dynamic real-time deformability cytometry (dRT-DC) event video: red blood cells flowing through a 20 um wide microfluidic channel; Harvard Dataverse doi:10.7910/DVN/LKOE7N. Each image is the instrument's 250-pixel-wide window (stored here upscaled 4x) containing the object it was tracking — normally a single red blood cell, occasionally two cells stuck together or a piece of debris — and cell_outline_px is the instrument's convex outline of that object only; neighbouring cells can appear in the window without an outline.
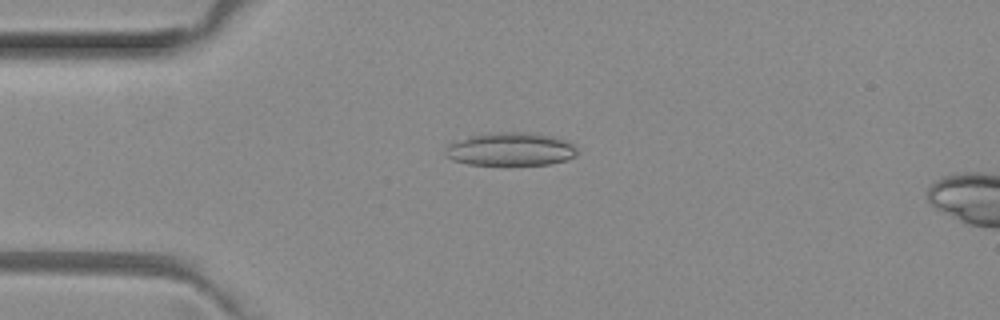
{"species": "common noctule bat (a hibernating species)", "species_latin": "Nyctalus noctula", "temperature_condition": "room temperature", "stored_images_in_passage": 3, "camera_frame_rate_fps": 3000, "um_per_image_px": 0.085, "animal": {"sex": "female", "body_mass_g": 29.2, "forearm_length_mm": 56.3}, "frame": {"image": 1, "passage_image": 2, "time_ms": 0.333, "image_size_px": [1000, 320], "cell_outline_px": [[576, 156], [564, 160], [548, 164], [468, 164], [452, 160], [444, 152], [448, 144], [452, 140], [468, 136], [496, 132], [528, 132], [552, 136], [564, 140], [572, 144], [576, 148]], "centroid_in_image_um": [43.34, 12.66], "position_along_channel_um": 41.7, "area_um2": 25.37}}